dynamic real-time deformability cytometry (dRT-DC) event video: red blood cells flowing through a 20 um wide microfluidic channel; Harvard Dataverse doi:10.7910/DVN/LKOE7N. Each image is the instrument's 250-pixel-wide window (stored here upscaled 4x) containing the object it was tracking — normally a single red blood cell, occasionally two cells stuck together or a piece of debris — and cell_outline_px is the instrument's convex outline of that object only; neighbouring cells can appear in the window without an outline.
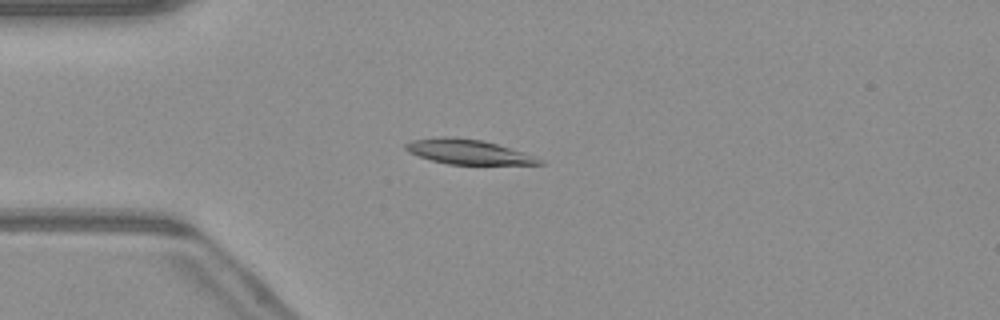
{"species": "common noctule bat (a hibernating species)", "species_latin": "Nyctalus noctula", "temperature_condition": "warm", "stored_images_in_passage": 39, "camera_frame_rate_fps": 3000, "um_per_image_px": 0.085, "animal": {"sex": "male", "body_mass_g": 23.1, "forearm_length_mm": 52.7}, "frame": {"image": 1, "passage_image": 2, "time_ms": 0.333, "image_size_px": [1000, 320], "cell_outline_px": [[544, 164], [448, 164], [432, 160], [408, 152], [404, 148], [404, 144], [412, 140], [440, 136], [456, 136], [484, 140], [524, 152], [536, 156], [544, 160]], "centroid_in_image_um": [39.8, 12.88], "position_along_channel_um": 45.2, "area_um2": 19.42}}
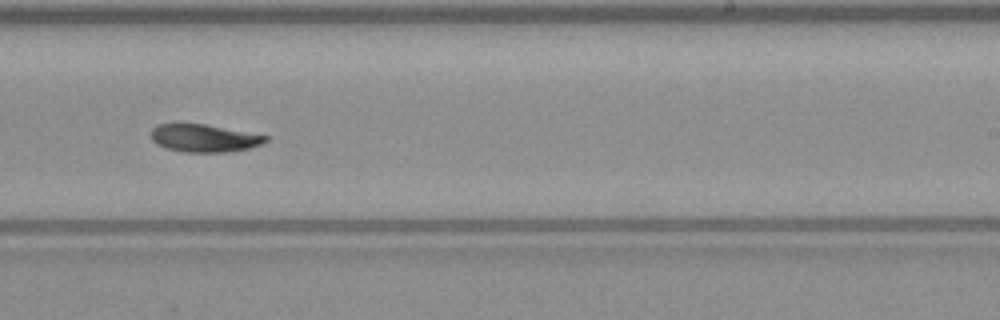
{"frame": {"image": 2, "passage_image": 20, "time_ms": 6.333, "image_size_px": [1000, 320], "cell_outline_px": [[268, 140], [260, 144], [248, 148], [232, 152], [184, 152], [168, 148], [156, 144], [152, 140], [152, 128], [156, 124], [176, 120], [204, 124], [268, 136]], "centroid_in_image_um": [17.26, 11.7], "position_along_channel_um": 271.7, "area_um2": 18.96}}
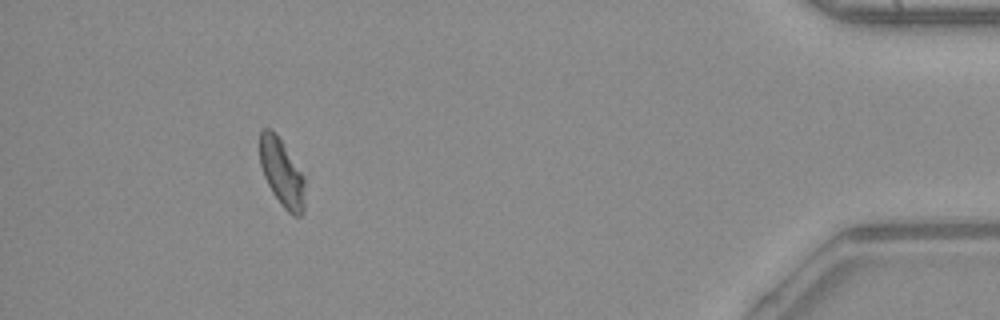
{"frame": {"image": 3, "passage_image": 35, "time_ms": 11.333, "image_size_px": [1000, 320], "cell_outline_px": [[304, 208], [300, 216], [292, 216], [280, 204], [272, 192], [264, 176], [260, 164], [260, 132], [264, 128], [272, 128], [276, 132], [304, 176]], "centroid_in_image_um": [23.95, 14.67], "position_along_channel_um": 411.3, "area_um2": 17.74}, "authors_computed_cell_mechanics": {"area_um2": 19.1318, "velocity_mm_per_s": 4.0822, "shape_relaxation_time_tau1_ms": 4.8927, "shape_relaxation_time_tau2_ms": 4.9536, "deformation_change_tau1": 0.1468, "deformation_change_tau2": 0.0821}}